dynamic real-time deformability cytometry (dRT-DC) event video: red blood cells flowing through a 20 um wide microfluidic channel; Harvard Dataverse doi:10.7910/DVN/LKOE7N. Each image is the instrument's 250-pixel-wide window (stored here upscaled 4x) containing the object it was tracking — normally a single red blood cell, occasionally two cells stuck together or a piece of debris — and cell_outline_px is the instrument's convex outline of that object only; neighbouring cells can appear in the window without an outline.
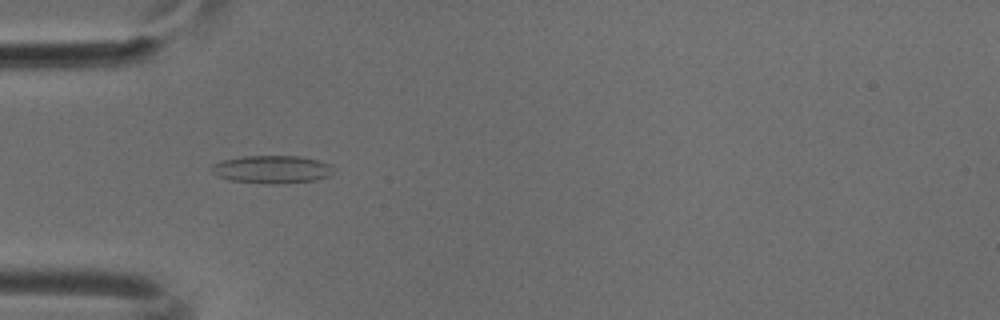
{"species": "common noctule bat (a hibernating species)", "species_latin": "Nyctalus noctula", "temperature_condition": "cold", "stored_images_in_passage": 43, "camera_frame_rate_fps": 3000, "um_per_image_px": 0.085, "animal": {"sex": "male", "body_mass_g": 18.8}, "frame": {"image": 1, "passage_image": 8, "time_ms": 2.333, "image_size_px": [1000, 320], "cell_outline_px": [[336, 172], [328, 176], [312, 180], [276, 184], [264, 184], [232, 180], [216, 176], [212, 172], [212, 164], [220, 160], [244, 156], [300, 156], [332, 164], [336, 168]], "centroid_in_image_um": [23.13, 14.39], "position_along_channel_um": 61.9, "area_um2": 19.94}}
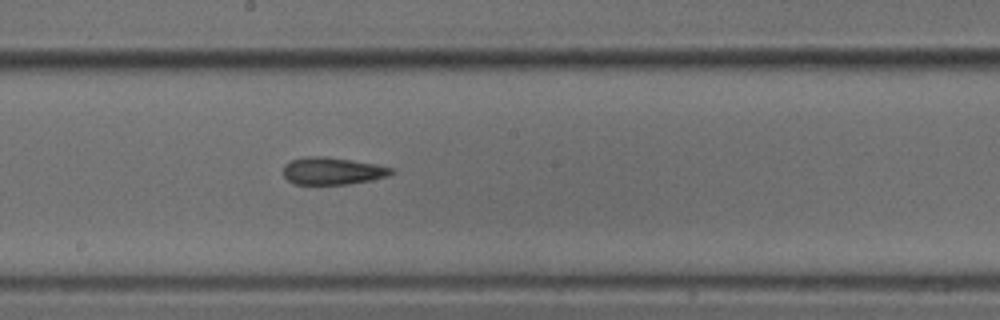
{"frame": {"image": 2, "passage_image": 20, "time_ms": 6.333, "image_size_px": [1000, 320], "cell_outline_px": [[396, 172], [388, 176], [372, 180], [348, 184], [292, 184], [284, 176], [284, 164], [292, 160], [304, 156], [324, 156], [376, 164], [396, 168]], "centroid_in_image_um": [28.29, 14.53], "position_along_channel_um": 219.9, "area_um2": 17.34}}
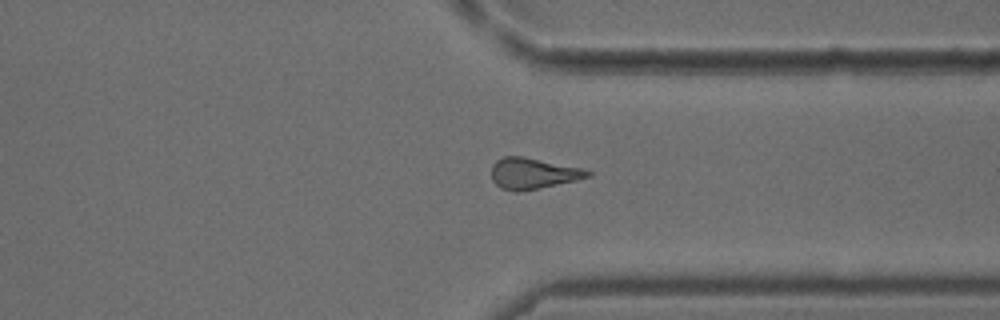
{"frame": {"image": 3, "passage_image": 31, "time_ms": 10.0, "image_size_px": [1000, 320], "cell_outline_px": [[592, 176], [576, 180], [540, 188], [516, 192], [500, 188], [492, 180], [492, 164], [496, 160], [504, 156], [524, 156], [580, 168], [592, 172]], "centroid_in_image_um": [45.28, 14.74], "position_along_channel_um": 366.1, "area_um2": 17.34}}